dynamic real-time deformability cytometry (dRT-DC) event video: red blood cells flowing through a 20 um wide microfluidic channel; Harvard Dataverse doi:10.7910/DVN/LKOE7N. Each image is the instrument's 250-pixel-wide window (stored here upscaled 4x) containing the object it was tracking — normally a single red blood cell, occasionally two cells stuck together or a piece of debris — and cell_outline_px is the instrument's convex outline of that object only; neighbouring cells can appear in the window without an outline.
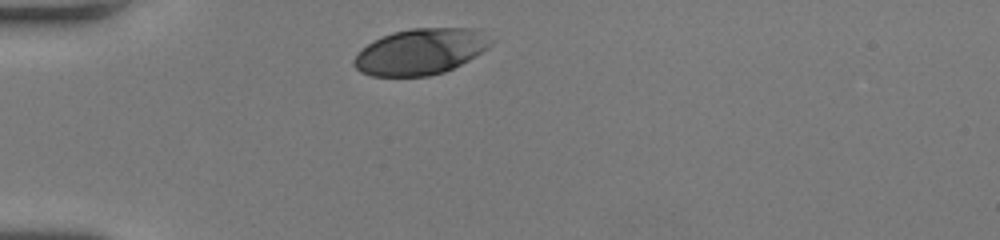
{"species": "human", "species_latin": "Homo sapiens", "temperature_condition": "room temperature", "stored_images_in_passage": 30, "camera_frame_rate_fps": 3000, "um_per_image_px": 0.085, "donor": {"sex": "female"}, "frame": {"image": 1, "passage_image": 1, "time_ms": 0.0, "image_size_px": [1000, 240], "cell_outline_px": [[496, 40], [488, 48], [468, 60], [444, 72], [428, 76], [372, 76], [360, 72], [352, 64], [352, 60], [372, 40], [392, 32], [412, 28], [476, 28]], "centroid_in_image_um": [35.77, 4.37], "position_along_channel_um": 49.2, "area_um2": 36.82}}
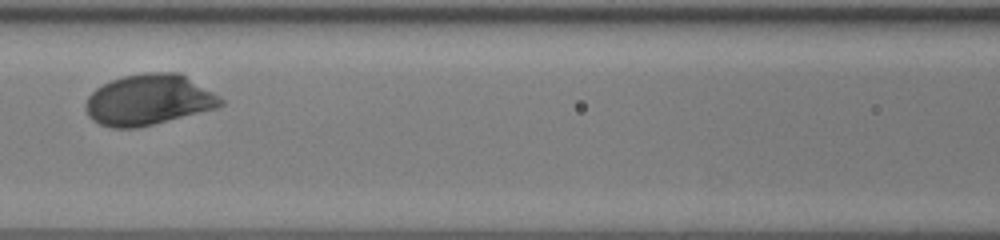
{"frame": {"image": 2, "passage_image": 11, "time_ms": 3.333, "image_size_px": [1000, 240], "cell_outline_px": [[224, 104], [216, 108], [136, 128], [112, 128], [100, 124], [92, 120], [88, 116], [84, 108], [84, 104], [88, 96], [96, 88], [112, 80], [124, 76], [144, 72], [180, 72], [220, 96], [224, 100]], "centroid_in_image_um": [12.62, 8.48], "position_along_channel_um": 154.0, "area_um2": 39.94}}
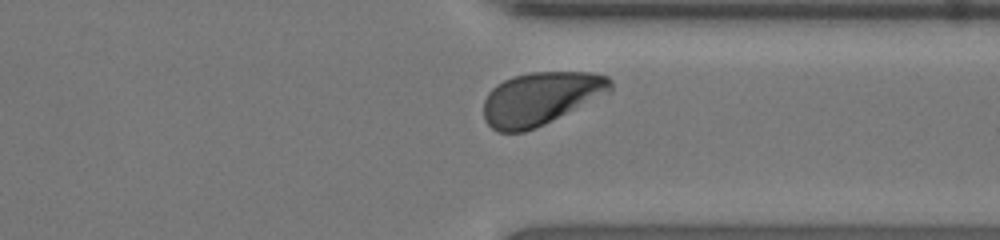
{"frame": {"image": 3, "passage_image": 27, "time_ms": 8.667, "image_size_px": [1000, 240], "cell_outline_px": [[612, 88], [608, 92], [536, 128], [524, 132], [496, 132], [484, 120], [484, 100], [488, 92], [496, 84], [512, 76], [532, 72], [588, 72], [608, 76], [612, 80]], "centroid_in_image_um": [45.9, 8.36], "position_along_channel_um": 365.5, "area_um2": 38.84}, "authors_computed_cell_mechanics": {"area_um2": 38.6104, "velocity_mm_per_s": 3.9263, "shape_relaxation_time_tau1_ms": 1.7434, "shape_relaxation_time_tau2_ms": null, "deformation_change_tau1": 0.1284, "deformation_change_tau2": null}}